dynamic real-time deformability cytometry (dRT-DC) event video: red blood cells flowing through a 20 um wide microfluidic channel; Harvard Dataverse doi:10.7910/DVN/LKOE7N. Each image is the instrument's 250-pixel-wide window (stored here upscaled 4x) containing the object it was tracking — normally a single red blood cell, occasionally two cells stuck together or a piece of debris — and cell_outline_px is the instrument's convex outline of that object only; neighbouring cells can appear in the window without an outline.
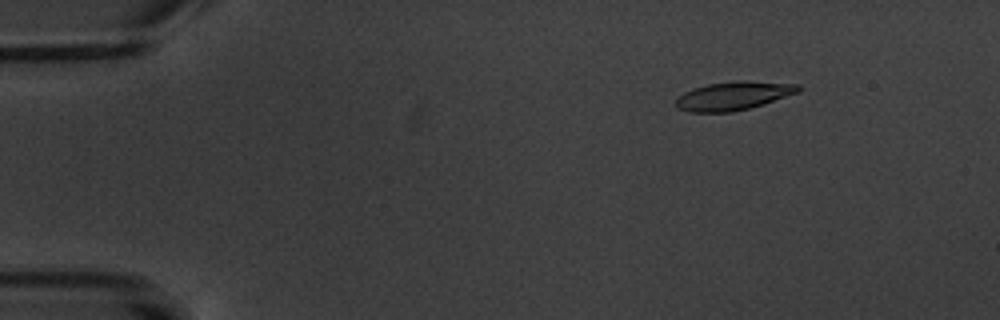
{"species": "common noctule bat (a hibernating species)", "species_latin": "Nyctalus noctula", "temperature_condition": "warm", "stored_images_in_passage": 3, "camera_frame_rate_fps": 3000, "um_per_image_px": 0.085, "animal": {"sex": "male", "body_mass_g": 20.1, "forearm_length_mm": 53.5}, "frame": {"image": 1, "passage_image": 1, "time_ms": 0.0, "image_size_px": [1000, 320], "cell_outline_px": [[800, 92], [764, 104], [732, 112], [688, 112], [676, 108], [676, 100], [684, 92], [708, 84], [736, 80], [744, 80], [800, 84]], "centroid_in_image_um": [62.37, 8.14], "position_along_channel_um": 22.6, "area_um2": 20.4}}
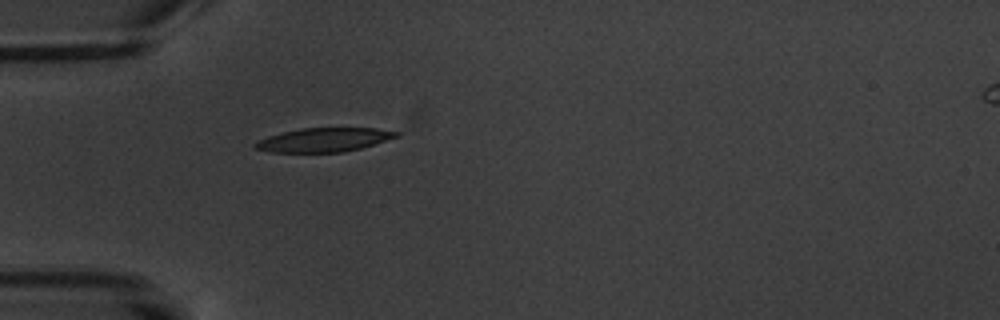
{"frame": {"image": 2, "passage_image": 3, "time_ms": 3.333, "image_size_px": [1000, 320], "cell_outline_px": [[400, 136], [360, 148], [344, 152], [272, 152], [252, 148], [252, 144], [256, 140], [268, 136], [300, 128], [376, 128], [400, 132]], "centroid_in_image_um": [27.5, 11.88], "position_along_channel_um": 57.5, "area_um2": 19.71}}